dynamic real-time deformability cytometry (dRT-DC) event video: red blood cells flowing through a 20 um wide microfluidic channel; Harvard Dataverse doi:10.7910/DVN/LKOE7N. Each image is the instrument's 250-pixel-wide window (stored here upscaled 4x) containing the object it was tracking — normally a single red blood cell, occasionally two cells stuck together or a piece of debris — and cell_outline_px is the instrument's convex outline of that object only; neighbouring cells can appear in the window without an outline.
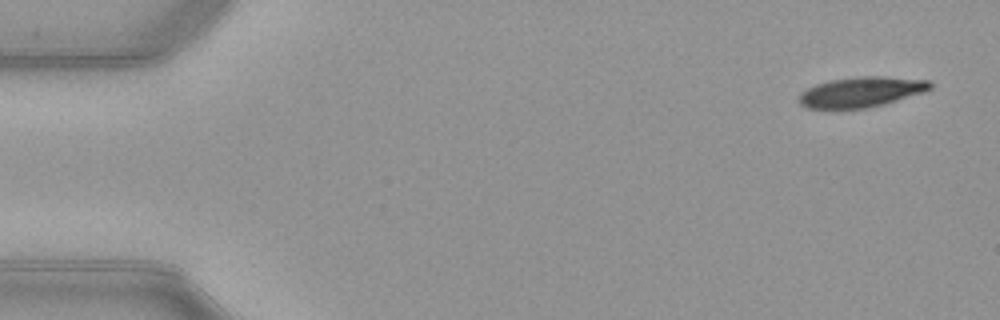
{"species": "common noctule bat (a hibernating species)", "species_latin": "Nyctalus noctula", "temperature_condition": "warm", "stored_images_in_passage": 13, "camera_frame_rate_fps": 3000, "um_per_image_px": 0.085, "animal": {"sex": "female", "body_mass_g": 21.9}, "frame": {"image": 1, "passage_image": 3, "time_ms": 0.667, "image_size_px": [1000, 320], "cell_outline_px": [[932, 88], [924, 92], [884, 104], [864, 108], [804, 108], [796, 100], [800, 92], [816, 84], [828, 80], [856, 76], [884, 76], [928, 80], [932, 84]], "centroid_in_image_um": [73.16, 7.81], "position_along_channel_um": 11.8, "area_um2": 23.29}}